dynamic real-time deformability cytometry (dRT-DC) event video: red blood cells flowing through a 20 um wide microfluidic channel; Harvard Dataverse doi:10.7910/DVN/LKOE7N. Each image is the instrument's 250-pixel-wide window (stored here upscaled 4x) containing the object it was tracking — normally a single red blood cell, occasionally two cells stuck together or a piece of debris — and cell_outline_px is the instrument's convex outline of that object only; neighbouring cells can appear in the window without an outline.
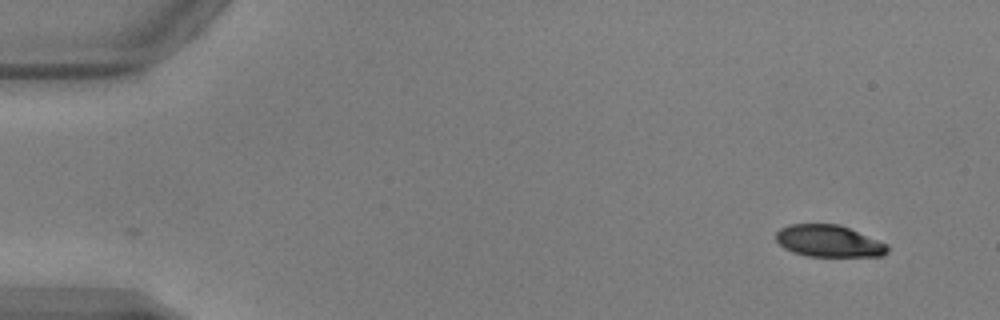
{"species": "common noctule bat (a hibernating species)", "species_latin": "Nyctalus noctula", "temperature_condition": "warm", "stored_images_in_passage": 50, "camera_frame_rate_fps": 3000, "um_per_image_px": 0.085, "animal": {"sex": "male", "body_mass_g": 17.9, "forearm_length_mm": 54.2}, "frame": {"image": 1, "passage_image": 1, "time_ms": 0.0, "image_size_px": [1000, 320], "cell_outline_px": [[888, 252], [884, 256], [808, 256], [792, 252], [784, 248], [776, 240], [776, 232], [780, 228], [788, 224], [840, 224], [888, 244]], "centroid_in_image_um": [70.45, 20.49], "position_along_channel_um": 14.6, "area_um2": 20.81}}
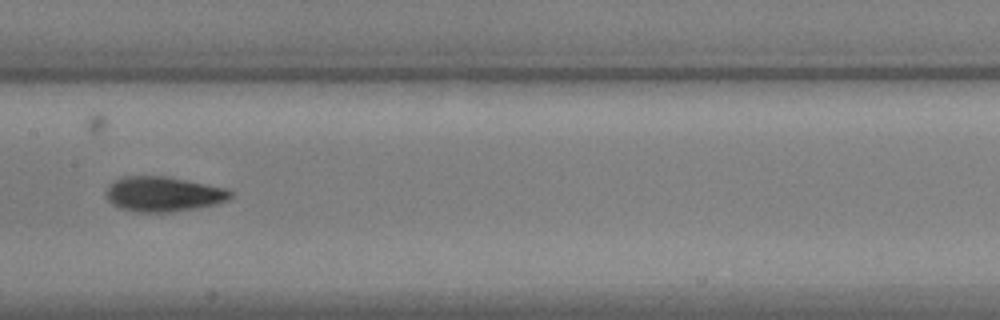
{"frame": {"image": 2, "passage_image": 24, "time_ms": 7.667, "image_size_px": [1000, 320], "cell_outline_px": [[232, 196], [228, 200], [216, 204], [196, 208], [168, 212], [132, 212], [120, 208], [112, 204], [104, 196], [104, 192], [116, 180], [124, 176], [168, 176], [228, 188], [232, 192]], "centroid_in_image_um": [13.89, 16.5], "position_along_channel_um": 193.5, "area_um2": 25.55}}
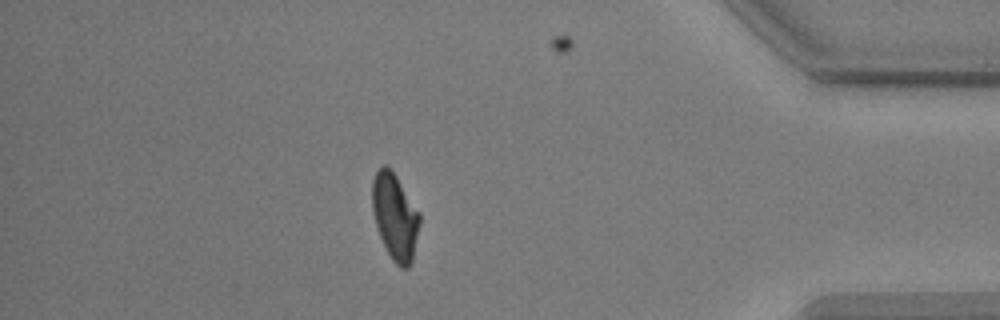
{"frame": {"image": 3, "passage_image": 43, "time_ms": 14.0, "image_size_px": [1000, 320], "cell_outline_px": [[420, 224], [412, 260], [408, 268], [400, 268], [392, 260], [380, 236], [376, 224], [372, 208], [372, 180], [376, 172], [384, 164], [396, 176], [420, 212]], "centroid_in_image_um": [33.58, 18.42], "position_along_channel_um": 401.6, "area_um2": 23.58}, "authors_computed_cell_mechanics": {"area_um2": 23.987, "velocity_mm_per_s": 3.8794, "shape_relaxation_time_tau1_ms": 3.4864, "shape_relaxation_time_tau2_ms": 1.9483, "deformation_change_tau1": 0.1474, "deformation_change_tau2": 0.0746}}